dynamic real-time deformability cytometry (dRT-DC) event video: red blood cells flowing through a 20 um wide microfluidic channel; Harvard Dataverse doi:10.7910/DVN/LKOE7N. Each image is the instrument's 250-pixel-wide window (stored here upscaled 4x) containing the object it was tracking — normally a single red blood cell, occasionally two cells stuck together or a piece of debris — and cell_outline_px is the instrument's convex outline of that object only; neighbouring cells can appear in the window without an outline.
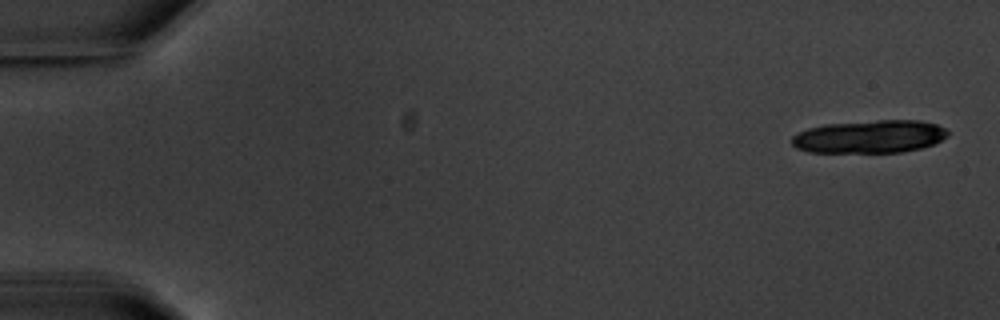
{"species": "common noctule bat (a hibernating species)", "species_latin": "Nyctalus noctula", "temperature_condition": "warm", "stored_images_in_passage": 7, "camera_frame_rate_fps": 3000, "um_per_image_px": 0.085, "animal": {"sex": "male", "body_mass_g": 20.1, "forearm_length_mm": 53.5}, "frame": {"image": 1, "passage_image": 1, "time_ms": 0.0, "image_size_px": [1000, 320], "cell_outline_px": [[948, 136], [932, 144], [920, 148], [900, 152], [808, 152], [796, 148], [792, 144], [792, 136], [808, 128], [824, 124], [876, 120], [920, 120], [936, 124], [944, 128], [948, 132]], "centroid_in_image_um": [73.9, 11.6], "position_along_channel_um": 11.1, "area_um2": 29.82}}